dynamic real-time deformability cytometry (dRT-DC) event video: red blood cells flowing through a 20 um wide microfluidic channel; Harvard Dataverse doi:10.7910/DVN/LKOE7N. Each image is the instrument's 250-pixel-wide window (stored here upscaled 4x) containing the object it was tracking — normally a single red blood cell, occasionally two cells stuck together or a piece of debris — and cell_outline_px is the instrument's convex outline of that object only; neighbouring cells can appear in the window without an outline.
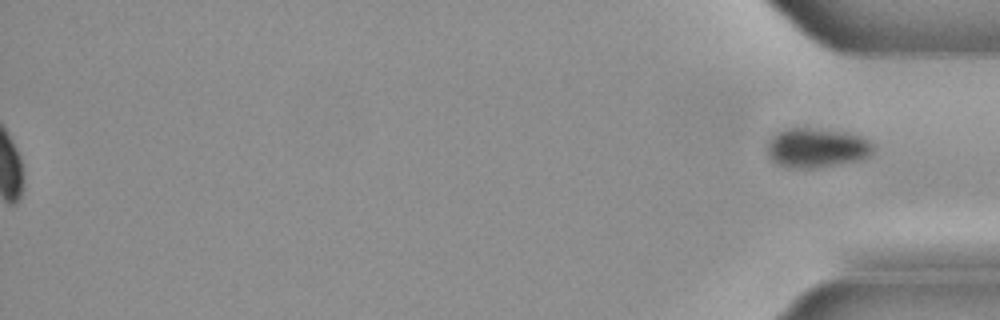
{"species": "common noctule bat (a hibernating species)", "species_latin": "Nyctalus noctula", "temperature_condition": "cold", "stored_images_in_passage": 43, "segment_of_instrument_passage": [2, 2], "camera_frame_rate_fps": 3000, "um_per_image_px": 0.085, "animal": {"sex": "male", "body_mass_g": 21.5, "forearm_length_mm": 52.0}, "frame": {"image": 1, "passage_image": 43, "time_ms": 14.0, "image_size_px": [1000, 320], "cell_outline_px": [[876, 148], [868, 156], [852, 160], [804, 168], [784, 168], [776, 164], [768, 156], [764, 148], [764, 140], [776, 132], [784, 128], [808, 128], [844, 132], [864, 136]], "centroid_in_image_um": [69.27, 12.53], "position_along_channel_um": 365.9, "area_um2": 24.45}}